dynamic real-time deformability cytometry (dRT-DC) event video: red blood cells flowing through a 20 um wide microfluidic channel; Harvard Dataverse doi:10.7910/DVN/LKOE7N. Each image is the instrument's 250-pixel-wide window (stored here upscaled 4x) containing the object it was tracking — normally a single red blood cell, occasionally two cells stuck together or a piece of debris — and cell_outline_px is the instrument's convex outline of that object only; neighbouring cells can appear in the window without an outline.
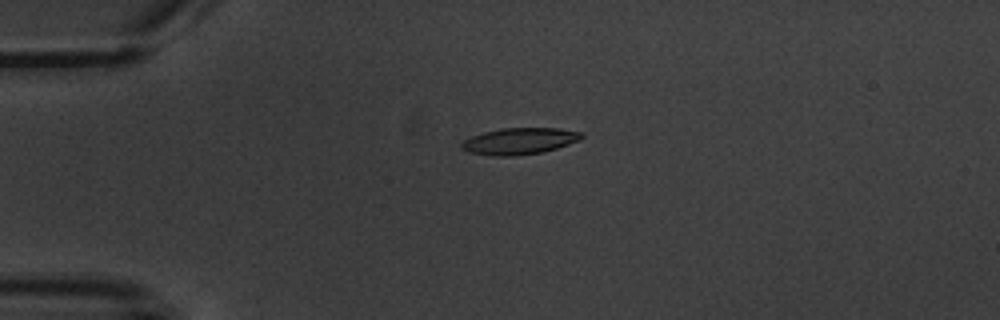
{"species": "common noctule bat (a hibernating species)", "species_latin": "Nyctalus noctula", "temperature_condition": "warm", "stored_images_in_passage": 5, "camera_frame_rate_fps": 3000, "um_per_image_px": 0.085, "animal": {"sex": "male", "body_mass_g": 20.1, "forearm_length_mm": 53.5}, "frame": {"image": 1, "passage_image": 3, "time_ms": 4.667, "image_size_px": [1000, 320], "cell_outline_px": [[584, 136], [580, 140], [556, 148], [540, 152], [512, 156], [492, 156], [468, 152], [460, 148], [460, 144], [464, 140], [472, 136], [484, 132], [504, 128], [556, 128], [584, 132]], "centroid_in_image_um": [44.14, 11.99], "position_along_channel_um": 40.9, "area_um2": 18.5}}